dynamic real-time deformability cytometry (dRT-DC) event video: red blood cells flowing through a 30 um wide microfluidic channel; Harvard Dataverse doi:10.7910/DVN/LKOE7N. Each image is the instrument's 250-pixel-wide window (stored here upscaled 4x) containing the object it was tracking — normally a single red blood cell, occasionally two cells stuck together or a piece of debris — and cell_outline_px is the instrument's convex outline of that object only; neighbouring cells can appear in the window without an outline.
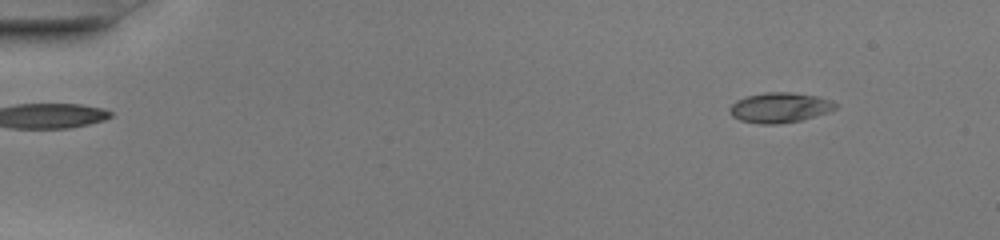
{"species": "common noctule bat (a hibernating species)", "species_latin": "Nyctalus noctula", "temperature_condition": "warm", "stored_images_in_passage": 49, "camera_frame_rate_fps": 3000, "um_per_image_px": 0.085, "animal": {"sex": "female", "body_mass_g": 20.0, "forearm_length_mm": 54.0}, "frame": {"image": 1, "passage_image": 5, "time_ms": 1.333, "image_size_px": [1000, 240], "cell_outline_px": [[840, 104], [836, 108], [828, 112], [816, 116], [800, 120], [780, 124], [760, 124], [740, 120], [732, 116], [728, 108], [736, 100], [748, 96], [764, 92], [792, 92], [820, 96], [832, 100]], "centroid_in_image_um": [66.32, 9.14], "position_along_channel_um": 18.7, "area_um2": 18.79}}
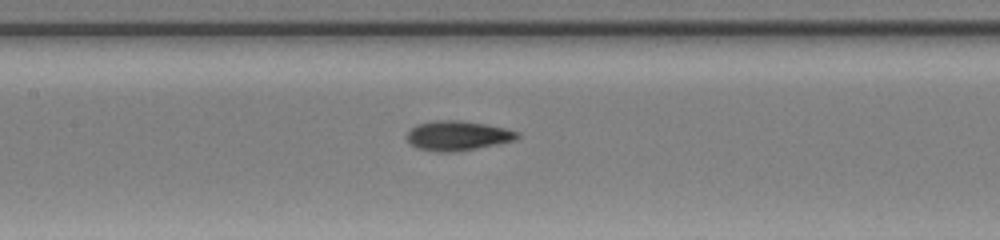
{"frame": {"image": 2, "passage_image": 24, "time_ms": 7.667, "image_size_px": [1000, 240], "cell_outline_px": [[520, 136], [516, 140], [476, 148], [452, 152], [436, 152], [416, 148], [408, 144], [408, 132], [416, 124], [432, 120], [460, 120], [488, 124], [520, 132]], "centroid_in_image_um": [38.89, 11.52], "position_along_channel_um": 168.5, "area_um2": 19.25}}
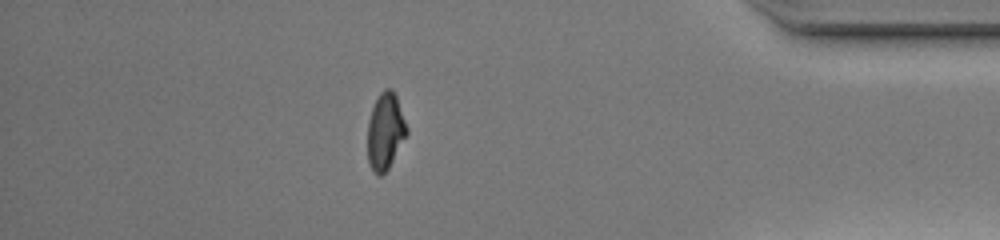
{"frame": {"image": 3, "passage_image": 43, "time_ms": 14.0, "image_size_px": [1000, 240], "cell_outline_px": [[408, 132], [388, 168], [380, 176], [376, 176], [372, 172], [368, 164], [368, 120], [372, 108], [380, 92], [384, 88], [392, 88], [396, 96], [408, 128]], "centroid_in_image_um": [32.74, 11.17], "position_along_channel_um": 402.5, "area_um2": 17.46}, "authors_computed_cell_mechanics": {"area_um2": 18.0336, "velocity_mm_per_s": 4.2372, "shape_relaxation_time_tau1_ms": 5.4508, "shape_relaxation_time_tau2_ms": 0.8873, "deformation_change_tau1": 0.2598, "deformation_change_tau2": 0.0512}}